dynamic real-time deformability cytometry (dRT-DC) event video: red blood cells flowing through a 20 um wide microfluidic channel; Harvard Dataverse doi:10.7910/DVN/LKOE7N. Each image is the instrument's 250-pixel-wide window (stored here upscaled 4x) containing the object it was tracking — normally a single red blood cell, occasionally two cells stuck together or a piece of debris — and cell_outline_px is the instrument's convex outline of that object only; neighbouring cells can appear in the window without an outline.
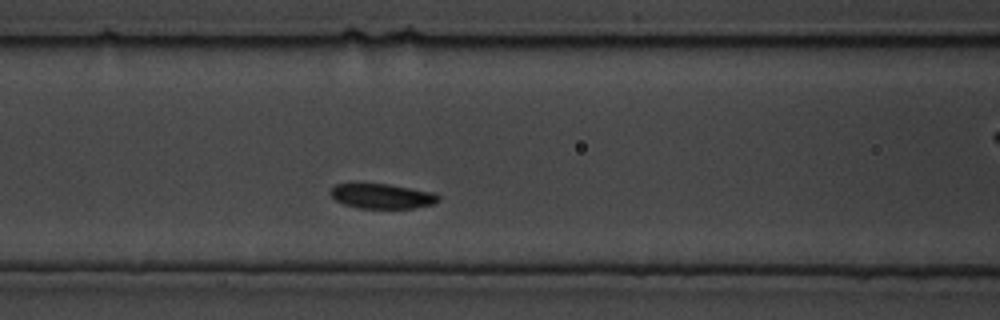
{"species": "common noctule bat (a hibernating species)", "species_latin": "Nyctalus noctula", "temperature_condition": "cold", "stored_images_in_passage": 7, "camera_frame_rate_fps": 3000, "um_per_image_px": 0.085, "animal": {"sex": "male", "body_mass_g": 19.5, "forearm_length_mm": 54.6}, "frame": {"image": 1, "passage_image": 4, "time_ms": 1.0, "image_size_px": [1000, 320], "cell_outline_px": [[440, 200], [432, 204], [412, 208], [356, 208], [344, 204], [336, 200], [328, 192], [336, 184], [388, 184], [436, 192], [440, 196]], "centroid_in_image_um": [32.5, 16.67], "position_along_channel_um": 134.1, "area_um2": 15.66}}
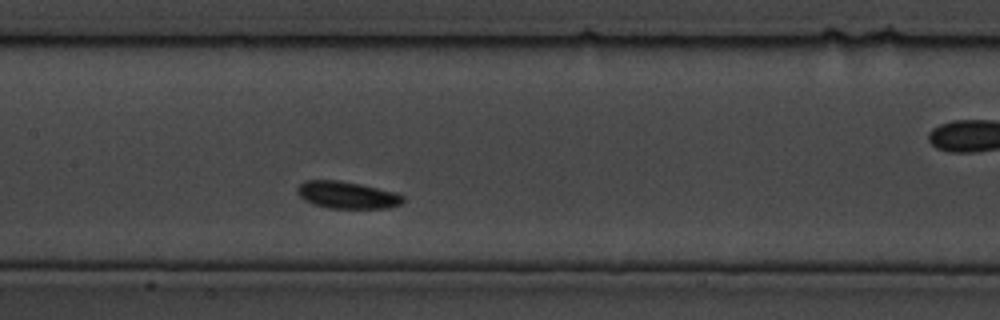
{"frame": {"image": 2, "passage_image": 6, "time_ms": 1.667, "image_size_px": [1000, 320], "cell_outline_px": [[404, 200], [400, 204], [388, 208], [328, 208], [312, 204], [304, 200], [296, 192], [296, 188], [304, 180], [340, 180], [360, 184], [396, 192], [404, 196]], "centroid_in_image_um": [29.48, 16.57], "position_along_channel_um": 177.9, "area_um2": 16.82}}